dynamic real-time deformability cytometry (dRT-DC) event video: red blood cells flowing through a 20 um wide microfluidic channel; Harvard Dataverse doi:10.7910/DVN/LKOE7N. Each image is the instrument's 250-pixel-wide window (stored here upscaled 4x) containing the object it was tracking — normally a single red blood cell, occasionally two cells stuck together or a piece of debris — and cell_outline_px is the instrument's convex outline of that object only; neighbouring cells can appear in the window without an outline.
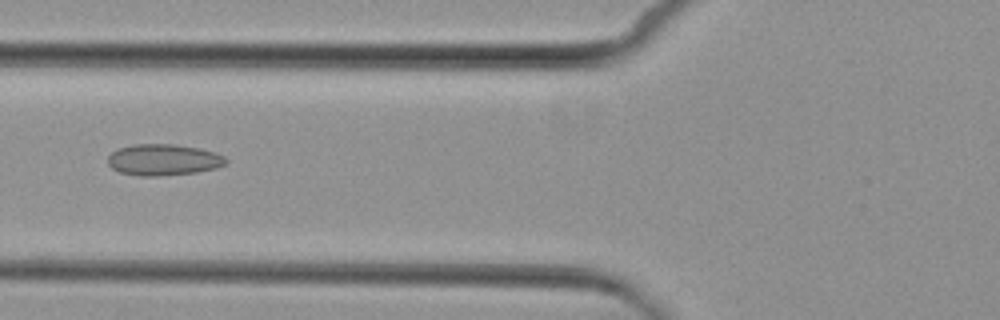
{"species": "common noctule bat (a hibernating species)", "species_latin": "Nyctalus noctula", "temperature_condition": "cold", "stored_images_in_passage": 10, "camera_frame_rate_fps": 3000, "um_per_image_px": 0.085, "animal": {"sex": "female", "body_mass_g": 29.2, "forearm_length_mm": 56.3}, "frame": {"image": 1, "passage_image": 7, "time_ms": 8.0, "image_size_px": [1000, 320], "cell_outline_px": [[228, 164], [216, 168], [196, 172], [160, 176], [140, 176], [120, 172], [112, 168], [108, 164], [108, 156], [116, 148], [132, 144], [172, 144], [200, 148], [224, 156], [228, 160]], "centroid_in_image_um": [13.88, 13.58], "position_along_channel_um": 111.9, "area_um2": 21.68}}
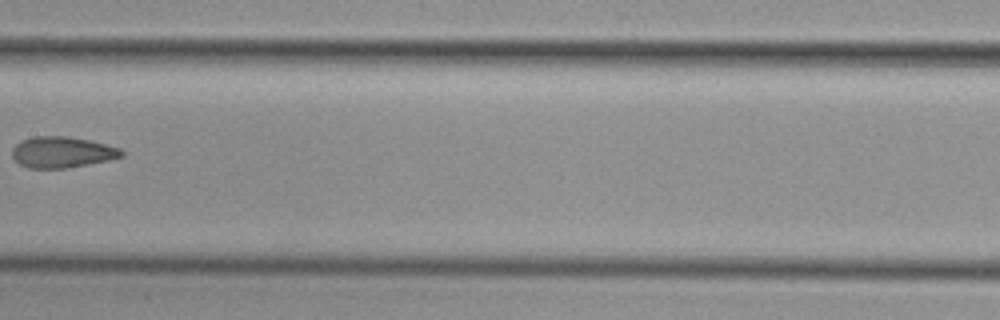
{"frame": {"image": 2, "passage_image": 9, "time_ms": 10.333, "image_size_px": [1000, 320], "cell_outline_px": [[124, 156], [108, 160], [88, 164], [64, 168], [28, 168], [20, 164], [12, 156], [12, 148], [20, 140], [32, 136], [68, 136], [88, 140], [120, 148], [124, 152]], "centroid_in_image_um": [5.25, 12.93], "position_along_channel_um": 202.1, "area_um2": 19.77}}
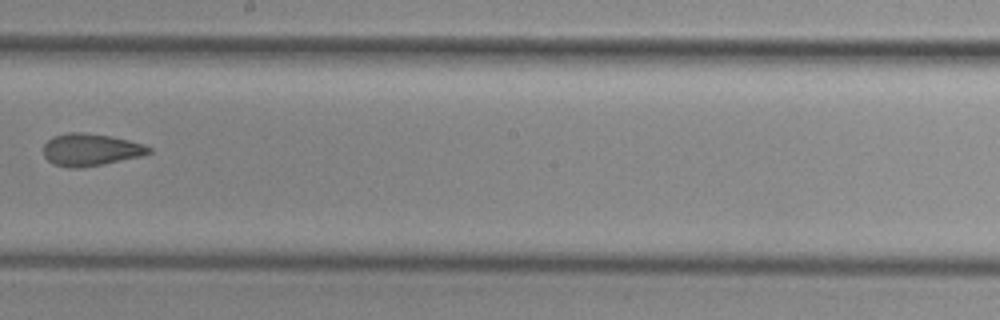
{"frame": {"image": 3, "passage_image": 10, "time_ms": 11.333, "image_size_px": [1000, 320], "cell_outline_px": [[152, 152], [140, 156], [104, 164], [80, 168], [68, 168], [56, 164], [48, 160], [44, 156], [44, 144], [52, 136], [68, 132], [84, 132], [112, 136], [144, 144], [152, 148]], "centroid_in_image_um": [7.7, 12.71], "position_along_channel_um": 240.5, "area_um2": 19.88}}